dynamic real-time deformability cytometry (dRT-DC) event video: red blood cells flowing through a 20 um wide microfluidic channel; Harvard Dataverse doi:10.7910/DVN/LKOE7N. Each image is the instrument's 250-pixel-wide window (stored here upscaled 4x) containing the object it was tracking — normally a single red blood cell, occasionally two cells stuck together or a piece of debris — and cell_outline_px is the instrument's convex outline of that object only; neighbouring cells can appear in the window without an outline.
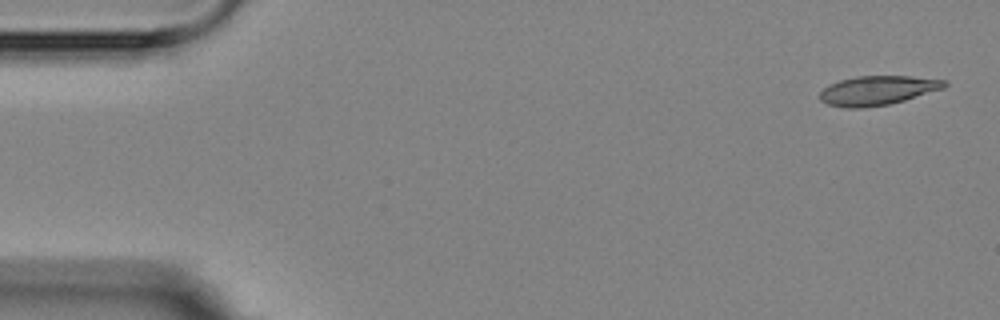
{"species": "Egyptian fruit bat (a non-hibernating species)", "species_latin": "Rousettus aegyptiacus", "temperature_condition": "room temperature", "stored_images_in_passage": 5, "camera_frame_rate_fps": 3000, "um_per_image_px": 0.085, "animal": {"sex": "female"}, "frame": {"image": 1, "passage_image": 1, "time_ms": 0.0, "image_size_px": [1000, 320], "cell_outline_px": [[948, 84], [944, 88], [904, 100], [888, 104], [860, 108], [844, 108], [828, 104], [820, 100], [820, 92], [828, 84], [840, 80], [856, 76], [912, 76], [948, 80]], "centroid_in_image_um": [74.59, 7.68], "position_along_channel_um": 10.4, "area_um2": 21.27}}